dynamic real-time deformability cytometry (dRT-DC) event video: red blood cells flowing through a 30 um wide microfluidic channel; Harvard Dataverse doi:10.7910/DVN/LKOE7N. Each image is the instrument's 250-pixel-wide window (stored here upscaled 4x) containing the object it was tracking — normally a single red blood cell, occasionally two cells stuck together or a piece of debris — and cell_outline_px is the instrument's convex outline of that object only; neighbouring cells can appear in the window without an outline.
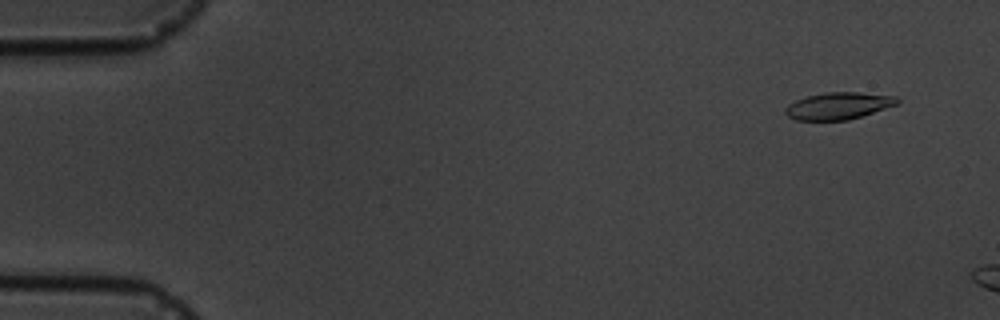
{"species": "common noctule bat (a hibernating species)", "species_latin": "Nyctalus noctula", "temperature_condition": "cold", "stored_images_in_passage": 3, "camera_frame_rate_fps": 3000, "um_per_image_px": 0.085, "animal": {"sex": "male", "body_mass_g": 19.5, "forearm_length_mm": 54.6}, "frame": {"image": 1, "passage_image": 1, "time_ms": 0.0, "image_size_px": [1000, 320], "cell_outline_px": [[900, 104], [848, 120], [796, 120], [788, 116], [784, 112], [784, 108], [788, 104], [796, 100], [808, 96], [828, 92], [856, 92], [896, 96], [900, 100]], "centroid_in_image_um": [71.29, 9.0], "position_along_channel_um": 13.7, "area_um2": 17.63}}